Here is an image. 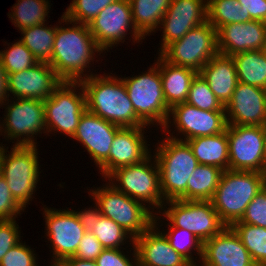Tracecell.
<instances>
[{"mask_svg": "<svg viewBox=\"0 0 266 266\" xmlns=\"http://www.w3.org/2000/svg\"><path fill=\"white\" fill-rule=\"evenodd\" d=\"M0 59L7 74L21 72L39 63L38 59L19 40L0 51Z\"/></svg>", "mask_w": 266, "mask_h": 266, "instance_id": "37", "label": "cell"}, {"mask_svg": "<svg viewBox=\"0 0 266 266\" xmlns=\"http://www.w3.org/2000/svg\"><path fill=\"white\" fill-rule=\"evenodd\" d=\"M155 64L159 67L167 106L171 109L186 102L192 80L198 72L192 68L168 63L160 55Z\"/></svg>", "mask_w": 266, "mask_h": 266, "instance_id": "26", "label": "cell"}, {"mask_svg": "<svg viewBox=\"0 0 266 266\" xmlns=\"http://www.w3.org/2000/svg\"><path fill=\"white\" fill-rule=\"evenodd\" d=\"M229 169L262 172L266 168L264 126H226Z\"/></svg>", "mask_w": 266, "mask_h": 266, "instance_id": "14", "label": "cell"}, {"mask_svg": "<svg viewBox=\"0 0 266 266\" xmlns=\"http://www.w3.org/2000/svg\"><path fill=\"white\" fill-rule=\"evenodd\" d=\"M30 248L20 241L3 256L0 266H39L36 254Z\"/></svg>", "mask_w": 266, "mask_h": 266, "instance_id": "40", "label": "cell"}, {"mask_svg": "<svg viewBox=\"0 0 266 266\" xmlns=\"http://www.w3.org/2000/svg\"><path fill=\"white\" fill-rule=\"evenodd\" d=\"M263 190L261 172L223 171L217 189L210 200L220 220L231 226L244 216L249 203Z\"/></svg>", "mask_w": 266, "mask_h": 266, "instance_id": "4", "label": "cell"}, {"mask_svg": "<svg viewBox=\"0 0 266 266\" xmlns=\"http://www.w3.org/2000/svg\"><path fill=\"white\" fill-rule=\"evenodd\" d=\"M59 266H98L95 260H81L76 257L64 259Z\"/></svg>", "mask_w": 266, "mask_h": 266, "instance_id": "48", "label": "cell"}, {"mask_svg": "<svg viewBox=\"0 0 266 266\" xmlns=\"http://www.w3.org/2000/svg\"><path fill=\"white\" fill-rule=\"evenodd\" d=\"M261 173L263 179V190L266 192V168Z\"/></svg>", "mask_w": 266, "mask_h": 266, "instance_id": "49", "label": "cell"}, {"mask_svg": "<svg viewBox=\"0 0 266 266\" xmlns=\"http://www.w3.org/2000/svg\"><path fill=\"white\" fill-rule=\"evenodd\" d=\"M44 209L46 235L51 243L53 265L60 264L64 259L73 257L79 243L87 231L83 211L70 209ZM54 250V251H53Z\"/></svg>", "mask_w": 266, "mask_h": 266, "instance_id": "12", "label": "cell"}, {"mask_svg": "<svg viewBox=\"0 0 266 266\" xmlns=\"http://www.w3.org/2000/svg\"><path fill=\"white\" fill-rule=\"evenodd\" d=\"M136 30L145 38L160 28L171 0H129Z\"/></svg>", "mask_w": 266, "mask_h": 266, "instance_id": "29", "label": "cell"}, {"mask_svg": "<svg viewBox=\"0 0 266 266\" xmlns=\"http://www.w3.org/2000/svg\"><path fill=\"white\" fill-rule=\"evenodd\" d=\"M2 175V145L0 144V176Z\"/></svg>", "mask_w": 266, "mask_h": 266, "instance_id": "50", "label": "cell"}, {"mask_svg": "<svg viewBox=\"0 0 266 266\" xmlns=\"http://www.w3.org/2000/svg\"><path fill=\"white\" fill-rule=\"evenodd\" d=\"M116 0H72L63 16L70 21L88 25L108 5Z\"/></svg>", "mask_w": 266, "mask_h": 266, "instance_id": "39", "label": "cell"}, {"mask_svg": "<svg viewBox=\"0 0 266 266\" xmlns=\"http://www.w3.org/2000/svg\"><path fill=\"white\" fill-rule=\"evenodd\" d=\"M224 170L199 164L187 184V201H210L218 187Z\"/></svg>", "mask_w": 266, "mask_h": 266, "instance_id": "31", "label": "cell"}, {"mask_svg": "<svg viewBox=\"0 0 266 266\" xmlns=\"http://www.w3.org/2000/svg\"><path fill=\"white\" fill-rule=\"evenodd\" d=\"M161 211L155 212L153 224L134 239L139 266H192L173 249L165 235L157 227ZM159 228V229H158Z\"/></svg>", "mask_w": 266, "mask_h": 266, "instance_id": "21", "label": "cell"}, {"mask_svg": "<svg viewBox=\"0 0 266 266\" xmlns=\"http://www.w3.org/2000/svg\"><path fill=\"white\" fill-rule=\"evenodd\" d=\"M241 223L266 228V192L261 190L246 208Z\"/></svg>", "mask_w": 266, "mask_h": 266, "instance_id": "41", "label": "cell"}, {"mask_svg": "<svg viewBox=\"0 0 266 266\" xmlns=\"http://www.w3.org/2000/svg\"><path fill=\"white\" fill-rule=\"evenodd\" d=\"M19 225L14 220H0V261L3 256L20 242Z\"/></svg>", "mask_w": 266, "mask_h": 266, "instance_id": "44", "label": "cell"}, {"mask_svg": "<svg viewBox=\"0 0 266 266\" xmlns=\"http://www.w3.org/2000/svg\"><path fill=\"white\" fill-rule=\"evenodd\" d=\"M82 211L87 230L93 233L103 248L120 249L126 242L134 243L128 232L112 219L102 216L95 208ZM128 238L130 241H126Z\"/></svg>", "mask_w": 266, "mask_h": 266, "instance_id": "28", "label": "cell"}, {"mask_svg": "<svg viewBox=\"0 0 266 266\" xmlns=\"http://www.w3.org/2000/svg\"><path fill=\"white\" fill-rule=\"evenodd\" d=\"M198 73L208 83L217 99L225 106L233 96L238 83L233 57L217 53Z\"/></svg>", "mask_w": 266, "mask_h": 266, "instance_id": "25", "label": "cell"}, {"mask_svg": "<svg viewBox=\"0 0 266 266\" xmlns=\"http://www.w3.org/2000/svg\"><path fill=\"white\" fill-rule=\"evenodd\" d=\"M20 41L38 59L39 62H49L52 56L56 26L47 27L45 23L35 25L20 31Z\"/></svg>", "mask_w": 266, "mask_h": 266, "instance_id": "32", "label": "cell"}, {"mask_svg": "<svg viewBox=\"0 0 266 266\" xmlns=\"http://www.w3.org/2000/svg\"><path fill=\"white\" fill-rule=\"evenodd\" d=\"M2 145V176L16 202L25 210L33 199L39 181V156L36 146ZM8 152V154H7ZM6 153V154H5Z\"/></svg>", "mask_w": 266, "mask_h": 266, "instance_id": "8", "label": "cell"}, {"mask_svg": "<svg viewBox=\"0 0 266 266\" xmlns=\"http://www.w3.org/2000/svg\"><path fill=\"white\" fill-rule=\"evenodd\" d=\"M7 82H8V74L6 73V70L3 67L1 59H0V106L8 104L9 100H11V99H8L9 94H7L8 93Z\"/></svg>", "mask_w": 266, "mask_h": 266, "instance_id": "47", "label": "cell"}, {"mask_svg": "<svg viewBox=\"0 0 266 266\" xmlns=\"http://www.w3.org/2000/svg\"><path fill=\"white\" fill-rule=\"evenodd\" d=\"M239 236L253 262L266 266V228L236 221L230 226Z\"/></svg>", "mask_w": 266, "mask_h": 266, "instance_id": "34", "label": "cell"}, {"mask_svg": "<svg viewBox=\"0 0 266 266\" xmlns=\"http://www.w3.org/2000/svg\"><path fill=\"white\" fill-rule=\"evenodd\" d=\"M246 16L266 22V0H238Z\"/></svg>", "mask_w": 266, "mask_h": 266, "instance_id": "46", "label": "cell"}, {"mask_svg": "<svg viewBox=\"0 0 266 266\" xmlns=\"http://www.w3.org/2000/svg\"><path fill=\"white\" fill-rule=\"evenodd\" d=\"M77 88L81 91H76ZM44 107L47 134L56 131L72 138L80 117L86 110L83 85L81 82H62L52 95L44 100Z\"/></svg>", "mask_w": 266, "mask_h": 266, "instance_id": "9", "label": "cell"}, {"mask_svg": "<svg viewBox=\"0 0 266 266\" xmlns=\"http://www.w3.org/2000/svg\"><path fill=\"white\" fill-rule=\"evenodd\" d=\"M95 209L102 215L115 221L133 239L143 234L152 224L154 214L143 203L117 190L112 184L103 188L90 189Z\"/></svg>", "mask_w": 266, "mask_h": 266, "instance_id": "5", "label": "cell"}, {"mask_svg": "<svg viewBox=\"0 0 266 266\" xmlns=\"http://www.w3.org/2000/svg\"><path fill=\"white\" fill-rule=\"evenodd\" d=\"M148 72L122 78L136 115L148 126L169 129L170 108L165 101L159 67L154 63ZM155 123V124H154Z\"/></svg>", "mask_w": 266, "mask_h": 266, "instance_id": "6", "label": "cell"}, {"mask_svg": "<svg viewBox=\"0 0 266 266\" xmlns=\"http://www.w3.org/2000/svg\"><path fill=\"white\" fill-rule=\"evenodd\" d=\"M133 245V258L131 260L125 255L123 249H108L104 248L101 254L96 258V263L98 266H139L137 259V252ZM122 249V251H121ZM133 259V262H132Z\"/></svg>", "mask_w": 266, "mask_h": 266, "instance_id": "43", "label": "cell"}, {"mask_svg": "<svg viewBox=\"0 0 266 266\" xmlns=\"http://www.w3.org/2000/svg\"><path fill=\"white\" fill-rule=\"evenodd\" d=\"M90 33L96 41L97 46L104 52L112 49L116 44L125 41L128 29H132L131 37L137 43L145 39L135 28L132 19V9L129 0H116L106 6L88 24ZM123 40V41H122Z\"/></svg>", "mask_w": 266, "mask_h": 266, "instance_id": "15", "label": "cell"}, {"mask_svg": "<svg viewBox=\"0 0 266 266\" xmlns=\"http://www.w3.org/2000/svg\"><path fill=\"white\" fill-rule=\"evenodd\" d=\"M266 44V22L251 20L242 23H230L217 30L218 53L234 54L264 50Z\"/></svg>", "mask_w": 266, "mask_h": 266, "instance_id": "23", "label": "cell"}, {"mask_svg": "<svg viewBox=\"0 0 266 266\" xmlns=\"http://www.w3.org/2000/svg\"><path fill=\"white\" fill-rule=\"evenodd\" d=\"M238 82L266 89V52L251 50L233 56Z\"/></svg>", "mask_w": 266, "mask_h": 266, "instance_id": "30", "label": "cell"}, {"mask_svg": "<svg viewBox=\"0 0 266 266\" xmlns=\"http://www.w3.org/2000/svg\"><path fill=\"white\" fill-rule=\"evenodd\" d=\"M186 102L201 110L225 111V106L217 99L199 73L192 80Z\"/></svg>", "mask_w": 266, "mask_h": 266, "instance_id": "38", "label": "cell"}, {"mask_svg": "<svg viewBox=\"0 0 266 266\" xmlns=\"http://www.w3.org/2000/svg\"><path fill=\"white\" fill-rule=\"evenodd\" d=\"M172 115V116H171ZM169 116L173 117V122L178 133H182L184 140L174 133L171 129H163L170 138L187 141L192 138L211 136L225 131L227 126L225 111H206L201 110L187 102L177 104L170 109ZM167 131V132H166ZM177 137V138H176Z\"/></svg>", "mask_w": 266, "mask_h": 266, "instance_id": "17", "label": "cell"}, {"mask_svg": "<svg viewBox=\"0 0 266 266\" xmlns=\"http://www.w3.org/2000/svg\"><path fill=\"white\" fill-rule=\"evenodd\" d=\"M264 133H265V150H266V124L264 125Z\"/></svg>", "mask_w": 266, "mask_h": 266, "instance_id": "51", "label": "cell"}, {"mask_svg": "<svg viewBox=\"0 0 266 266\" xmlns=\"http://www.w3.org/2000/svg\"><path fill=\"white\" fill-rule=\"evenodd\" d=\"M217 53V30L207 21L167 45L159 55L168 63L199 72Z\"/></svg>", "mask_w": 266, "mask_h": 266, "instance_id": "11", "label": "cell"}, {"mask_svg": "<svg viewBox=\"0 0 266 266\" xmlns=\"http://www.w3.org/2000/svg\"><path fill=\"white\" fill-rule=\"evenodd\" d=\"M241 8L238 0H207V21L218 30L230 23L253 20L250 16H246Z\"/></svg>", "mask_w": 266, "mask_h": 266, "instance_id": "35", "label": "cell"}, {"mask_svg": "<svg viewBox=\"0 0 266 266\" xmlns=\"http://www.w3.org/2000/svg\"><path fill=\"white\" fill-rule=\"evenodd\" d=\"M62 83L48 62H39L35 66L8 74V94L15 98L48 99Z\"/></svg>", "mask_w": 266, "mask_h": 266, "instance_id": "20", "label": "cell"}, {"mask_svg": "<svg viewBox=\"0 0 266 266\" xmlns=\"http://www.w3.org/2000/svg\"><path fill=\"white\" fill-rule=\"evenodd\" d=\"M167 238L170 246L182 255L192 266H199L192 255L193 250L197 251L199 259H202L203 242L192 232L182 228H168V233L161 231ZM194 259V260H193Z\"/></svg>", "mask_w": 266, "mask_h": 266, "instance_id": "36", "label": "cell"}, {"mask_svg": "<svg viewBox=\"0 0 266 266\" xmlns=\"http://www.w3.org/2000/svg\"><path fill=\"white\" fill-rule=\"evenodd\" d=\"M61 22L72 23V26H56L52 56L48 63L62 82H81L91 76L84 72L94 61L95 52L101 54L103 51L97 46L88 25L70 21L63 15Z\"/></svg>", "mask_w": 266, "mask_h": 266, "instance_id": "1", "label": "cell"}, {"mask_svg": "<svg viewBox=\"0 0 266 266\" xmlns=\"http://www.w3.org/2000/svg\"><path fill=\"white\" fill-rule=\"evenodd\" d=\"M165 206L161 209L162 216L169 221L168 228H182L193 233L203 243L219 234L226 225L214 209L211 201H185L169 200L165 201Z\"/></svg>", "mask_w": 266, "mask_h": 266, "instance_id": "10", "label": "cell"}, {"mask_svg": "<svg viewBox=\"0 0 266 266\" xmlns=\"http://www.w3.org/2000/svg\"><path fill=\"white\" fill-rule=\"evenodd\" d=\"M48 0H18L8 16L19 30L45 23L49 13Z\"/></svg>", "mask_w": 266, "mask_h": 266, "instance_id": "33", "label": "cell"}, {"mask_svg": "<svg viewBox=\"0 0 266 266\" xmlns=\"http://www.w3.org/2000/svg\"><path fill=\"white\" fill-rule=\"evenodd\" d=\"M11 99L13 102L10 101L12 104L9 103L6 106L5 119L3 124H0L1 135L4 132L3 136L8 140H17L15 146H36L34 135L47 132L44 101L26 98Z\"/></svg>", "mask_w": 266, "mask_h": 266, "instance_id": "13", "label": "cell"}, {"mask_svg": "<svg viewBox=\"0 0 266 266\" xmlns=\"http://www.w3.org/2000/svg\"><path fill=\"white\" fill-rule=\"evenodd\" d=\"M151 157L152 155L141 163L118 168L107 178L110 184L127 196L145 206L149 203V209L154 212V208L162 209L166 203L161 192L158 164L155 157Z\"/></svg>", "mask_w": 266, "mask_h": 266, "instance_id": "7", "label": "cell"}, {"mask_svg": "<svg viewBox=\"0 0 266 266\" xmlns=\"http://www.w3.org/2000/svg\"><path fill=\"white\" fill-rule=\"evenodd\" d=\"M103 249L104 248L101 243L97 240L93 233L87 230L73 257L81 260H96Z\"/></svg>", "mask_w": 266, "mask_h": 266, "instance_id": "45", "label": "cell"}, {"mask_svg": "<svg viewBox=\"0 0 266 266\" xmlns=\"http://www.w3.org/2000/svg\"><path fill=\"white\" fill-rule=\"evenodd\" d=\"M24 209L13 198L5 178L0 176V220H14Z\"/></svg>", "mask_w": 266, "mask_h": 266, "instance_id": "42", "label": "cell"}, {"mask_svg": "<svg viewBox=\"0 0 266 266\" xmlns=\"http://www.w3.org/2000/svg\"><path fill=\"white\" fill-rule=\"evenodd\" d=\"M89 74L81 81L88 111L120 127L147 126L136 115L122 78Z\"/></svg>", "mask_w": 266, "mask_h": 266, "instance_id": "2", "label": "cell"}, {"mask_svg": "<svg viewBox=\"0 0 266 266\" xmlns=\"http://www.w3.org/2000/svg\"><path fill=\"white\" fill-rule=\"evenodd\" d=\"M229 125L264 126L266 124V89L237 83L233 96L225 105Z\"/></svg>", "mask_w": 266, "mask_h": 266, "instance_id": "19", "label": "cell"}, {"mask_svg": "<svg viewBox=\"0 0 266 266\" xmlns=\"http://www.w3.org/2000/svg\"><path fill=\"white\" fill-rule=\"evenodd\" d=\"M199 164L229 169V148L226 130L211 136L192 138L186 141Z\"/></svg>", "mask_w": 266, "mask_h": 266, "instance_id": "27", "label": "cell"}, {"mask_svg": "<svg viewBox=\"0 0 266 266\" xmlns=\"http://www.w3.org/2000/svg\"><path fill=\"white\" fill-rule=\"evenodd\" d=\"M146 127H122L115 134L108 156V176L118 168L141 163L151 155L144 136Z\"/></svg>", "mask_w": 266, "mask_h": 266, "instance_id": "24", "label": "cell"}, {"mask_svg": "<svg viewBox=\"0 0 266 266\" xmlns=\"http://www.w3.org/2000/svg\"><path fill=\"white\" fill-rule=\"evenodd\" d=\"M207 0H171L161 21L160 52L187 32L207 22Z\"/></svg>", "mask_w": 266, "mask_h": 266, "instance_id": "18", "label": "cell"}, {"mask_svg": "<svg viewBox=\"0 0 266 266\" xmlns=\"http://www.w3.org/2000/svg\"><path fill=\"white\" fill-rule=\"evenodd\" d=\"M121 128L86 109L81 115L77 130L72 137L82 143L105 180L108 177L109 152L115 134Z\"/></svg>", "mask_w": 266, "mask_h": 266, "instance_id": "16", "label": "cell"}, {"mask_svg": "<svg viewBox=\"0 0 266 266\" xmlns=\"http://www.w3.org/2000/svg\"><path fill=\"white\" fill-rule=\"evenodd\" d=\"M160 142L154 157L159 168L164 201H187L188 180L199 163L187 142L170 137Z\"/></svg>", "mask_w": 266, "mask_h": 266, "instance_id": "3", "label": "cell"}, {"mask_svg": "<svg viewBox=\"0 0 266 266\" xmlns=\"http://www.w3.org/2000/svg\"><path fill=\"white\" fill-rule=\"evenodd\" d=\"M201 260L200 266H257L230 226L203 243Z\"/></svg>", "mask_w": 266, "mask_h": 266, "instance_id": "22", "label": "cell"}]
</instances>
